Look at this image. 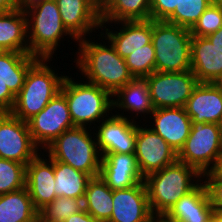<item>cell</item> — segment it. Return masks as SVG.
<instances>
[{
  "mask_svg": "<svg viewBox=\"0 0 222 222\" xmlns=\"http://www.w3.org/2000/svg\"><path fill=\"white\" fill-rule=\"evenodd\" d=\"M91 40V41H90ZM76 65L87 82L107 90L113 95L118 89L134 79L123 59L108 40V44L80 39Z\"/></svg>",
  "mask_w": 222,
  "mask_h": 222,
  "instance_id": "obj_1",
  "label": "cell"
},
{
  "mask_svg": "<svg viewBox=\"0 0 222 222\" xmlns=\"http://www.w3.org/2000/svg\"><path fill=\"white\" fill-rule=\"evenodd\" d=\"M201 178L203 175L196 168L178 160L146 176L143 181L152 214L164 216L177 201L204 181Z\"/></svg>",
  "mask_w": 222,
  "mask_h": 222,
  "instance_id": "obj_2",
  "label": "cell"
},
{
  "mask_svg": "<svg viewBox=\"0 0 222 222\" xmlns=\"http://www.w3.org/2000/svg\"><path fill=\"white\" fill-rule=\"evenodd\" d=\"M88 127H73L58 136L45 151L55 161L70 165L91 178L100 175L102 155L98 149L95 133ZM88 129V130H87ZM93 138V139H92Z\"/></svg>",
  "mask_w": 222,
  "mask_h": 222,
  "instance_id": "obj_3",
  "label": "cell"
},
{
  "mask_svg": "<svg viewBox=\"0 0 222 222\" xmlns=\"http://www.w3.org/2000/svg\"><path fill=\"white\" fill-rule=\"evenodd\" d=\"M49 60L52 61V59L40 58L29 69L22 89L15 96L10 113L24 122L44 109L60 91L65 76L55 72L48 65Z\"/></svg>",
  "mask_w": 222,
  "mask_h": 222,
  "instance_id": "obj_4",
  "label": "cell"
},
{
  "mask_svg": "<svg viewBox=\"0 0 222 222\" xmlns=\"http://www.w3.org/2000/svg\"><path fill=\"white\" fill-rule=\"evenodd\" d=\"M190 29L165 20H152L156 72L191 70Z\"/></svg>",
  "mask_w": 222,
  "mask_h": 222,
  "instance_id": "obj_5",
  "label": "cell"
},
{
  "mask_svg": "<svg viewBox=\"0 0 222 222\" xmlns=\"http://www.w3.org/2000/svg\"><path fill=\"white\" fill-rule=\"evenodd\" d=\"M60 91L66 97L74 126L89 125L90 128L93 122L96 126V122L100 123L112 113L109 112L112 111V95L96 84L87 81L81 83L65 75Z\"/></svg>",
  "mask_w": 222,
  "mask_h": 222,
  "instance_id": "obj_6",
  "label": "cell"
},
{
  "mask_svg": "<svg viewBox=\"0 0 222 222\" xmlns=\"http://www.w3.org/2000/svg\"><path fill=\"white\" fill-rule=\"evenodd\" d=\"M29 53L38 58L52 59L64 36L77 40L61 21L56 0H46L25 12ZM63 36V37H62Z\"/></svg>",
  "mask_w": 222,
  "mask_h": 222,
  "instance_id": "obj_7",
  "label": "cell"
},
{
  "mask_svg": "<svg viewBox=\"0 0 222 222\" xmlns=\"http://www.w3.org/2000/svg\"><path fill=\"white\" fill-rule=\"evenodd\" d=\"M222 158V125L191 123V132L177 153L178 161L196 168L202 175L212 171Z\"/></svg>",
  "mask_w": 222,
  "mask_h": 222,
  "instance_id": "obj_8",
  "label": "cell"
},
{
  "mask_svg": "<svg viewBox=\"0 0 222 222\" xmlns=\"http://www.w3.org/2000/svg\"><path fill=\"white\" fill-rule=\"evenodd\" d=\"M154 109L184 108L199 81L191 70L156 72L145 77Z\"/></svg>",
  "mask_w": 222,
  "mask_h": 222,
  "instance_id": "obj_9",
  "label": "cell"
},
{
  "mask_svg": "<svg viewBox=\"0 0 222 222\" xmlns=\"http://www.w3.org/2000/svg\"><path fill=\"white\" fill-rule=\"evenodd\" d=\"M27 124L32 140L41 150L46 149L63 132L75 127L66 97L61 91Z\"/></svg>",
  "mask_w": 222,
  "mask_h": 222,
  "instance_id": "obj_10",
  "label": "cell"
},
{
  "mask_svg": "<svg viewBox=\"0 0 222 222\" xmlns=\"http://www.w3.org/2000/svg\"><path fill=\"white\" fill-rule=\"evenodd\" d=\"M39 151L27 122L10 112H0V158L28 165Z\"/></svg>",
  "mask_w": 222,
  "mask_h": 222,
  "instance_id": "obj_11",
  "label": "cell"
},
{
  "mask_svg": "<svg viewBox=\"0 0 222 222\" xmlns=\"http://www.w3.org/2000/svg\"><path fill=\"white\" fill-rule=\"evenodd\" d=\"M118 113L120 112L117 111L115 115L111 113L97 125L98 130H93L96 131L93 133L102 156L107 153H135L136 121L131 116L126 117L124 112Z\"/></svg>",
  "mask_w": 222,
  "mask_h": 222,
  "instance_id": "obj_12",
  "label": "cell"
},
{
  "mask_svg": "<svg viewBox=\"0 0 222 222\" xmlns=\"http://www.w3.org/2000/svg\"><path fill=\"white\" fill-rule=\"evenodd\" d=\"M135 157L143 178L175 163L177 153L152 129L138 125L136 128Z\"/></svg>",
  "mask_w": 222,
  "mask_h": 222,
  "instance_id": "obj_13",
  "label": "cell"
},
{
  "mask_svg": "<svg viewBox=\"0 0 222 222\" xmlns=\"http://www.w3.org/2000/svg\"><path fill=\"white\" fill-rule=\"evenodd\" d=\"M61 21L78 41L101 27L100 0H56Z\"/></svg>",
  "mask_w": 222,
  "mask_h": 222,
  "instance_id": "obj_14",
  "label": "cell"
},
{
  "mask_svg": "<svg viewBox=\"0 0 222 222\" xmlns=\"http://www.w3.org/2000/svg\"><path fill=\"white\" fill-rule=\"evenodd\" d=\"M113 210L108 222H153L144 181L127 189L113 190Z\"/></svg>",
  "mask_w": 222,
  "mask_h": 222,
  "instance_id": "obj_15",
  "label": "cell"
},
{
  "mask_svg": "<svg viewBox=\"0 0 222 222\" xmlns=\"http://www.w3.org/2000/svg\"><path fill=\"white\" fill-rule=\"evenodd\" d=\"M42 154L26 165V187L38 211L56 198L54 160L50 157L44 159Z\"/></svg>",
  "mask_w": 222,
  "mask_h": 222,
  "instance_id": "obj_16",
  "label": "cell"
},
{
  "mask_svg": "<svg viewBox=\"0 0 222 222\" xmlns=\"http://www.w3.org/2000/svg\"><path fill=\"white\" fill-rule=\"evenodd\" d=\"M114 24L121 26L118 32L107 28L106 23H101L100 30L103 29L105 33L101 32L100 38L109 40L123 59L152 40V19L119 21Z\"/></svg>",
  "mask_w": 222,
  "mask_h": 222,
  "instance_id": "obj_17",
  "label": "cell"
},
{
  "mask_svg": "<svg viewBox=\"0 0 222 222\" xmlns=\"http://www.w3.org/2000/svg\"><path fill=\"white\" fill-rule=\"evenodd\" d=\"M153 125L149 127L160 135L178 153L191 132V118L184 108L169 107L154 109Z\"/></svg>",
  "mask_w": 222,
  "mask_h": 222,
  "instance_id": "obj_18",
  "label": "cell"
},
{
  "mask_svg": "<svg viewBox=\"0 0 222 222\" xmlns=\"http://www.w3.org/2000/svg\"><path fill=\"white\" fill-rule=\"evenodd\" d=\"M99 176L111 190L127 189L144 180L135 154H104Z\"/></svg>",
  "mask_w": 222,
  "mask_h": 222,
  "instance_id": "obj_19",
  "label": "cell"
},
{
  "mask_svg": "<svg viewBox=\"0 0 222 222\" xmlns=\"http://www.w3.org/2000/svg\"><path fill=\"white\" fill-rule=\"evenodd\" d=\"M192 123L222 125V91L214 83H198L185 107Z\"/></svg>",
  "mask_w": 222,
  "mask_h": 222,
  "instance_id": "obj_20",
  "label": "cell"
},
{
  "mask_svg": "<svg viewBox=\"0 0 222 222\" xmlns=\"http://www.w3.org/2000/svg\"><path fill=\"white\" fill-rule=\"evenodd\" d=\"M214 209L204 182L177 201L163 216L171 222H209Z\"/></svg>",
  "mask_w": 222,
  "mask_h": 222,
  "instance_id": "obj_21",
  "label": "cell"
},
{
  "mask_svg": "<svg viewBox=\"0 0 222 222\" xmlns=\"http://www.w3.org/2000/svg\"><path fill=\"white\" fill-rule=\"evenodd\" d=\"M191 71L200 83H213L222 75V52L207 37L192 36Z\"/></svg>",
  "mask_w": 222,
  "mask_h": 222,
  "instance_id": "obj_22",
  "label": "cell"
},
{
  "mask_svg": "<svg viewBox=\"0 0 222 222\" xmlns=\"http://www.w3.org/2000/svg\"><path fill=\"white\" fill-rule=\"evenodd\" d=\"M112 110L115 108L136 114L142 118V114H152L154 111L149 87L145 78H134L122 88L118 89L113 95ZM132 111V112H131ZM141 113V114H140ZM146 113V114H145Z\"/></svg>",
  "mask_w": 222,
  "mask_h": 222,
  "instance_id": "obj_23",
  "label": "cell"
},
{
  "mask_svg": "<svg viewBox=\"0 0 222 222\" xmlns=\"http://www.w3.org/2000/svg\"><path fill=\"white\" fill-rule=\"evenodd\" d=\"M0 51L29 53L27 17L18 8L0 13Z\"/></svg>",
  "mask_w": 222,
  "mask_h": 222,
  "instance_id": "obj_24",
  "label": "cell"
},
{
  "mask_svg": "<svg viewBox=\"0 0 222 222\" xmlns=\"http://www.w3.org/2000/svg\"><path fill=\"white\" fill-rule=\"evenodd\" d=\"M39 59L30 53L0 51V82L16 96L24 85L29 69Z\"/></svg>",
  "mask_w": 222,
  "mask_h": 222,
  "instance_id": "obj_25",
  "label": "cell"
},
{
  "mask_svg": "<svg viewBox=\"0 0 222 222\" xmlns=\"http://www.w3.org/2000/svg\"><path fill=\"white\" fill-rule=\"evenodd\" d=\"M151 0H100L101 23L151 19Z\"/></svg>",
  "mask_w": 222,
  "mask_h": 222,
  "instance_id": "obj_26",
  "label": "cell"
},
{
  "mask_svg": "<svg viewBox=\"0 0 222 222\" xmlns=\"http://www.w3.org/2000/svg\"><path fill=\"white\" fill-rule=\"evenodd\" d=\"M38 215L27 187L0 195V222H33Z\"/></svg>",
  "mask_w": 222,
  "mask_h": 222,
  "instance_id": "obj_27",
  "label": "cell"
},
{
  "mask_svg": "<svg viewBox=\"0 0 222 222\" xmlns=\"http://www.w3.org/2000/svg\"><path fill=\"white\" fill-rule=\"evenodd\" d=\"M113 190L100 177H92L87 184L83 200L84 209L101 222L110 220L113 210Z\"/></svg>",
  "mask_w": 222,
  "mask_h": 222,
  "instance_id": "obj_28",
  "label": "cell"
},
{
  "mask_svg": "<svg viewBox=\"0 0 222 222\" xmlns=\"http://www.w3.org/2000/svg\"><path fill=\"white\" fill-rule=\"evenodd\" d=\"M56 197L84 200L86 187L91 177L70 165L54 160Z\"/></svg>",
  "mask_w": 222,
  "mask_h": 222,
  "instance_id": "obj_29",
  "label": "cell"
},
{
  "mask_svg": "<svg viewBox=\"0 0 222 222\" xmlns=\"http://www.w3.org/2000/svg\"><path fill=\"white\" fill-rule=\"evenodd\" d=\"M210 4L211 0H179V6L165 21L191 29Z\"/></svg>",
  "mask_w": 222,
  "mask_h": 222,
  "instance_id": "obj_30",
  "label": "cell"
},
{
  "mask_svg": "<svg viewBox=\"0 0 222 222\" xmlns=\"http://www.w3.org/2000/svg\"><path fill=\"white\" fill-rule=\"evenodd\" d=\"M84 209L83 200L77 198L56 197L39 211L46 222H64L70 216Z\"/></svg>",
  "mask_w": 222,
  "mask_h": 222,
  "instance_id": "obj_31",
  "label": "cell"
},
{
  "mask_svg": "<svg viewBox=\"0 0 222 222\" xmlns=\"http://www.w3.org/2000/svg\"><path fill=\"white\" fill-rule=\"evenodd\" d=\"M26 187V165L0 158V195Z\"/></svg>",
  "mask_w": 222,
  "mask_h": 222,
  "instance_id": "obj_32",
  "label": "cell"
},
{
  "mask_svg": "<svg viewBox=\"0 0 222 222\" xmlns=\"http://www.w3.org/2000/svg\"><path fill=\"white\" fill-rule=\"evenodd\" d=\"M134 78H145L155 71V51L152 41L125 58Z\"/></svg>",
  "mask_w": 222,
  "mask_h": 222,
  "instance_id": "obj_33",
  "label": "cell"
},
{
  "mask_svg": "<svg viewBox=\"0 0 222 222\" xmlns=\"http://www.w3.org/2000/svg\"><path fill=\"white\" fill-rule=\"evenodd\" d=\"M222 27V8L210 4L190 29L192 36L206 37Z\"/></svg>",
  "mask_w": 222,
  "mask_h": 222,
  "instance_id": "obj_34",
  "label": "cell"
},
{
  "mask_svg": "<svg viewBox=\"0 0 222 222\" xmlns=\"http://www.w3.org/2000/svg\"><path fill=\"white\" fill-rule=\"evenodd\" d=\"M179 6V0H151L150 12L152 20H166Z\"/></svg>",
  "mask_w": 222,
  "mask_h": 222,
  "instance_id": "obj_35",
  "label": "cell"
},
{
  "mask_svg": "<svg viewBox=\"0 0 222 222\" xmlns=\"http://www.w3.org/2000/svg\"><path fill=\"white\" fill-rule=\"evenodd\" d=\"M211 206L214 211L222 212V178H204Z\"/></svg>",
  "mask_w": 222,
  "mask_h": 222,
  "instance_id": "obj_36",
  "label": "cell"
},
{
  "mask_svg": "<svg viewBox=\"0 0 222 222\" xmlns=\"http://www.w3.org/2000/svg\"><path fill=\"white\" fill-rule=\"evenodd\" d=\"M15 102V96L10 92L7 85L0 82V112H10Z\"/></svg>",
  "mask_w": 222,
  "mask_h": 222,
  "instance_id": "obj_37",
  "label": "cell"
},
{
  "mask_svg": "<svg viewBox=\"0 0 222 222\" xmlns=\"http://www.w3.org/2000/svg\"><path fill=\"white\" fill-rule=\"evenodd\" d=\"M64 222H101L89 214L85 209L70 216Z\"/></svg>",
  "mask_w": 222,
  "mask_h": 222,
  "instance_id": "obj_38",
  "label": "cell"
},
{
  "mask_svg": "<svg viewBox=\"0 0 222 222\" xmlns=\"http://www.w3.org/2000/svg\"><path fill=\"white\" fill-rule=\"evenodd\" d=\"M46 0H17V8L26 12Z\"/></svg>",
  "mask_w": 222,
  "mask_h": 222,
  "instance_id": "obj_39",
  "label": "cell"
},
{
  "mask_svg": "<svg viewBox=\"0 0 222 222\" xmlns=\"http://www.w3.org/2000/svg\"><path fill=\"white\" fill-rule=\"evenodd\" d=\"M211 43L222 52V27H220L216 32H213L206 36Z\"/></svg>",
  "mask_w": 222,
  "mask_h": 222,
  "instance_id": "obj_40",
  "label": "cell"
},
{
  "mask_svg": "<svg viewBox=\"0 0 222 222\" xmlns=\"http://www.w3.org/2000/svg\"><path fill=\"white\" fill-rule=\"evenodd\" d=\"M203 178H222V158L212 171L203 174Z\"/></svg>",
  "mask_w": 222,
  "mask_h": 222,
  "instance_id": "obj_41",
  "label": "cell"
},
{
  "mask_svg": "<svg viewBox=\"0 0 222 222\" xmlns=\"http://www.w3.org/2000/svg\"><path fill=\"white\" fill-rule=\"evenodd\" d=\"M17 9V0H0V13Z\"/></svg>",
  "mask_w": 222,
  "mask_h": 222,
  "instance_id": "obj_42",
  "label": "cell"
},
{
  "mask_svg": "<svg viewBox=\"0 0 222 222\" xmlns=\"http://www.w3.org/2000/svg\"><path fill=\"white\" fill-rule=\"evenodd\" d=\"M209 222H222V213L213 211L210 216Z\"/></svg>",
  "mask_w": 222,
  "mask_h": 222,
  "instance_id": "obj_43",
  "label": "cell"
},
{
  "mask_svg": "<svg viewBox=\"0 0 222 222\" xmlns=\"http://www.w3.org/2000/svg\"><path fill=\"white\" fill-rule=\"evenodd\" d=\"M213 83L219 90L222 91V75L217 78Z\"/></svg>",
  "mask_w": 222,
  "mask_h": 222,
  "instance_id": "obj_44",
  "label": "cell"
},
{
  "mask_svg": "<svg viewBox=\"0 0 222 222\" xmlns=\"http://www.w3.org/2000/svg\"><path fill=\"white\" fill-rule=\"evenodd\" d=\"M153 222H171V221H168L166 218H164L163 216H157L154 218V221Z\"/></svg>",
  "mask_w": 222,
  "mask_h": 222,
  "instance_id": "obj_45",
  "label": "cell"
},
{
  "mask_svg": "<svg viewBox=\"0 0 222 222\" xmlns=\"http://www.w3.org/2000/svg\"><path fill=\"white\" fill-rule=\"evenodd\" d=\"M211 4L220 6L222 8V0H211Z\"/></svg>",
  "mask_w": 222,
  "mask_h": 222,
  "instance_id": "obj_46",
  "label": "cell"
},
{
  "mask_svg": "<svg viewBox=\"0 0 222 222\" xmlns=\"http://www.w3.org/2000/svg\"><path fill=\"white\" fill-rule=\"evenodd\" d=\"M33 222H46L41 216H37L34 220H33Z\"/></svg>",
  "mask_w": 222,
  "mask_h": 222,
  "instance_id": "obj_47",
  "label": "cell"
}]
</instances>
